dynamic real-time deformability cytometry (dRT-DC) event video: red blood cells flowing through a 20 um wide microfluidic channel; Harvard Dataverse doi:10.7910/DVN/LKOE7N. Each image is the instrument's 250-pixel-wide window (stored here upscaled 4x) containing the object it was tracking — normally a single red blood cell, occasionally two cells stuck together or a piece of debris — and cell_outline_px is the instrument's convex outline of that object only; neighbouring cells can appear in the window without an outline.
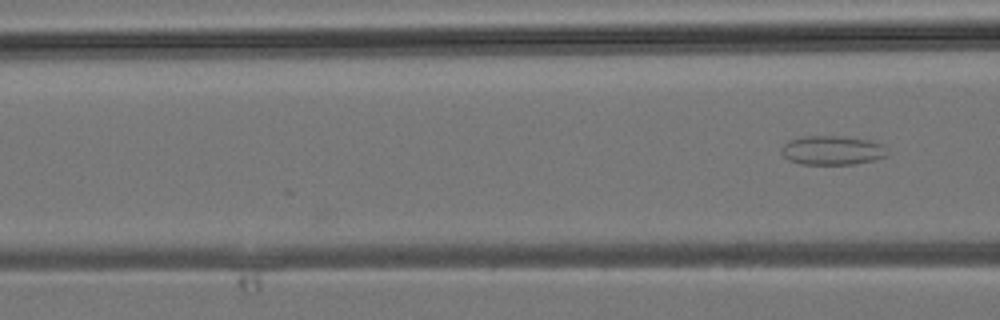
{"species": "common noctule bat (a hibernating species)", "species_latin": "Nyctalus noctula", "temperature_condition": "room temperature", "stored_images_in_passage": 10, "camera_frame_rate_fps": 3000, "um_per_image_px": 0.085, "animal": {"sex": "male", "body_mass_g": 19.2, "forearm_length_mm": 51.8}, "frame": {"image": 1, "passage_image": 10, "time_ms": 3.0, "image_size_px": [1000, 320], "cell_outline_px": [[888, 156], [856, 164], [800, 164], [788, 160], [780, 152], [780, 148], [788, 140], [800, 136], [840, 136], [868, 140], [884, 144]], "centroid_in_image_um": [70.7, 12.77], "position_along_channel_um": 95.9, "area_um2": 18.15}}